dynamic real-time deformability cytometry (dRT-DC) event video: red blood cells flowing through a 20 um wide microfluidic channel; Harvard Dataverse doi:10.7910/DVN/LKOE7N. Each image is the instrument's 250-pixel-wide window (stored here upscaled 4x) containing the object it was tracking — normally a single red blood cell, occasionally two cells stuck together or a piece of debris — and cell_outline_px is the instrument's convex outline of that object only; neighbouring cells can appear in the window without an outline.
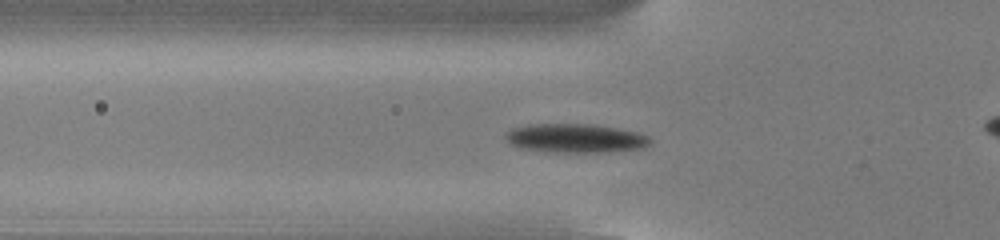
{"species": "common noctule bat (a hibernating species)", "species_latin": "Nyctalus noctula", "temperature_condition": "cold", "stored_images_in_passage": 42, "camera_frame_rate_fps": 3000, "um_per_image_px": 0.085, "animal": {"sex": "male", "body_mass_g": 13.0, "forearm_length_mm": 53.1}, "frame": {"image": 1, "passage_image": 13, "time_ms": 4.0, "image_size_px": [1000, 240], "cell_outline_px": [[652, 140], [644, 148], [608, 152], [556, 152], [520, 148], [512, 144], [504, 136], [512, 128], [528, 124], [596, 124], [640, 132], [648, 136]], "centroid_in_image_um": [48.97, 11.74], "position_along_channel_um": 76.8, "area_um2": 24.45}}
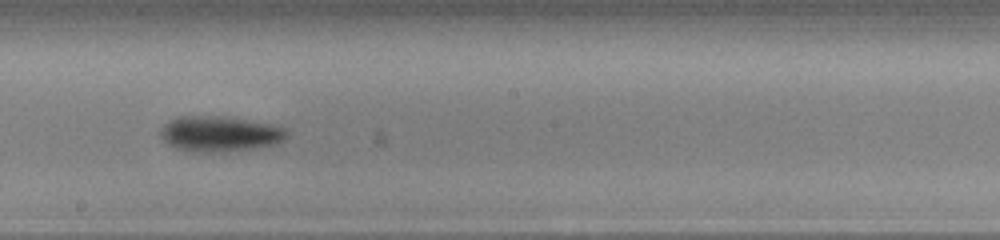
{"frame": {"image": 2, "passage_image": 25, "time_ms": 8.0, "image_size_px": [1000, 240], "cell_outline_px": [[288, 136], [280, 144], [256, 148], [220, 152], [188, 152], [176, 148], [168, 144], [160, 136], [160, 128], [168, 120], [176, 116], [224, 116], [272, 124], [284, 128], [288, 132]], "centroid_in_image_um": [18.67, 11.38], "position_along_channel_um": 229.5, "area_um2": 26.59}}
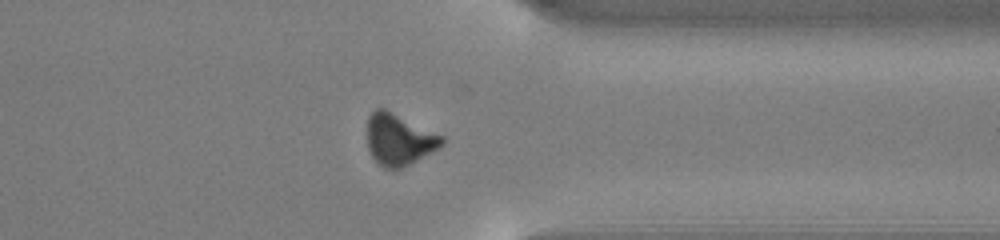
{"frame": {"image": 3, "passage_image": 37, "time_ms": 12.0, "image_size_px": [1000, 240], "cell_outline_px": [[444, 144], [440, 148], [400, 168], [384, 168], [372, 156], [368, 148], [368, 116], [376, 108], [384, 108], [444, 136]], "centroid_in_image_um": [33.93, 11.84], "position_along_channel_um": 377.5, "area_um2": 22.14}, "authors_computed_cell_mechanics": {"area_um2": 23.698, "velocity_mm_per_s": 3.8105, "shape_relaxation_time_tau1_ms": 1.9527, "shape_relaxation_time_tau2_ms": null, "deformation_change_tau1": 0.1113, "deformation_change_tau2": null}}